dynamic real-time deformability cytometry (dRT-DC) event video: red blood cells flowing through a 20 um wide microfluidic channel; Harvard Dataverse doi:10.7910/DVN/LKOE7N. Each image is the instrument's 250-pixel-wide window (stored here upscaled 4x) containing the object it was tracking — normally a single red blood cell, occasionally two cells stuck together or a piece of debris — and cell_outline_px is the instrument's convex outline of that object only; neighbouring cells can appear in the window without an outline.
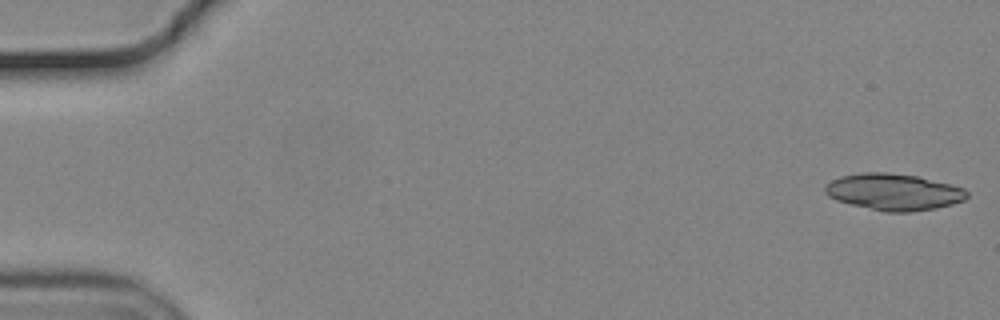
{"species": "common noctule bat (a hibernating species)", "species_latin": "Nyctalus noctula", "temperature_condition": "cold", "stored_images_in_passage": 54, "segment_of_instrument_passage": [1, 2], "camera_frame_rate_fps": 3000, "um_per_image_px": 0.085, "animal": {"sex": "male", "body_mass_g": 19.2, "forearm_length_mm": 51.8}, "frame": {"image": 1, "passage_image": 1, "time_ms": 0.0, "image_size_px": [1000, 320], "cell_outline_px": [[968, 196], [964, 200], [952, 204], [936, 208], [912, 212], [884, 212], [836, 200], [828, 196], [824, 192], [824, 188], [832, 180], [840, 176], [864, 172], [884, 172], [916, 176], [952, 184], [964, 188], [968, 192]], "centroid_in_image_um": [75.98, 16.32], "position_along_channel_um": 9.0, "area_um2": 30.23}}